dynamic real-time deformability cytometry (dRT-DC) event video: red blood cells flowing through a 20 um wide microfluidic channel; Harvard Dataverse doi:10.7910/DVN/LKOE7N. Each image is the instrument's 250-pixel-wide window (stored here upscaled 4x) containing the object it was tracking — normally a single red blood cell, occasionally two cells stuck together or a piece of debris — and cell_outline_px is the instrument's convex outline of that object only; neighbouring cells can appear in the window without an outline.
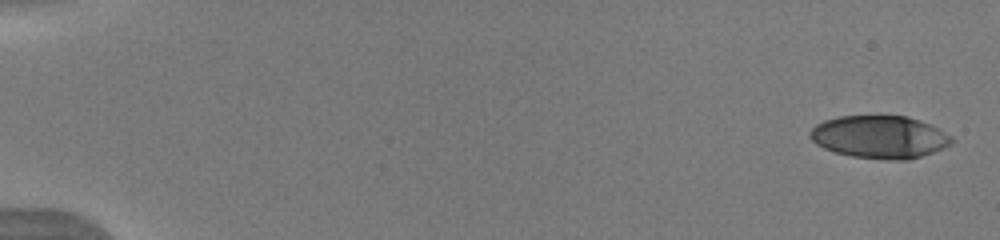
{"species": "human", "species_latin": "Homo sapiens", "temperature_condition": "warm", "stored_images_in_passage": 38, "camera_frame_rate_fps": 3000, "um_per_image_px": 0.085, "donor": {"sex": "male"}, "frame": {"image": 1, "passage_image": 1, "time_ms": 0.0, "image_size_px": [1000, 240], "cell_outline_px": [[952, 144], [944, 148], [908, 160], [892, 160], [852, 156], [836, 152], [824, 148], [816, 144], [808, 136], [808, 132], [816, 124], [824, 120], [840, 116], [908, 116], [928, 124], [952, 136]], "centroid_in_image_um": [74.74, 11.64], "position_along_channel_um": 10.3, "area_um2": 35.03}}
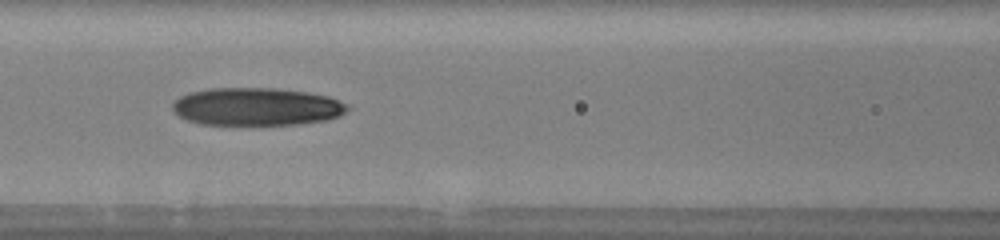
{"frame": {"image": 2, "passage_image": 16, "time_ms": 5.0, "image_size_px": [1000, 240], "cell_outline_px": [[352, 108], [340, 116], [328, 120], [300, 124], [200, 124], [188, 120], [180, 116], [172, 108], [172, 104], [180, 96], [188, 92], [208, 88], [276, 88], [308, 92], [328, 96], [348, 104]], "centroid_in_image_um": [21.86, 9.06], "position_along_channel_um": 144.7, "area_um2": 38.73}}
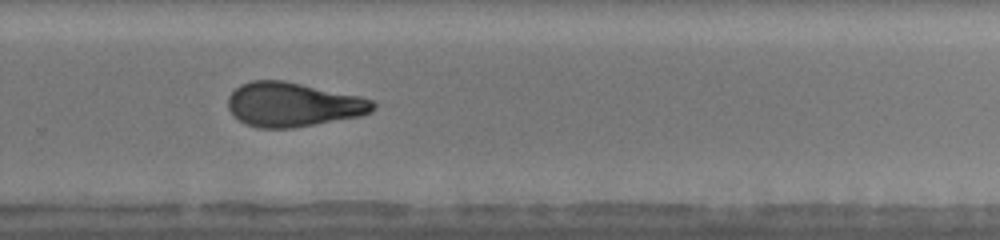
{"frame": {"image": 3, "passage_image": 26, "time_ms": 8.333, "image_size_px": [1000, 240], "cell_outline_px": [[376, 108], [372, 112], [360, 116], [316, 124], [292, 128], [256, 128], [232, 116], [228, 108], [228, 96], [240, 84], [252, 80], [284, 80], [360, 96], [372, 100], [376, 104]], "centroid_in_image_um": [24.9, 8.88], "position_along_channel_um": 304.9, "area_um2": 37.57}, "authors_computed_cell_mechanics": {"area_um2": 37.281, "velocity_mm_per_s": 4.0214, "shape_relaxation_time_tau1_ms": 3.3195, "shape_relaxation_time_tau2_ms": 1.7306, "deformation_change_tau1": 0.1991, "deformation_change_tau2": 0.1042}}